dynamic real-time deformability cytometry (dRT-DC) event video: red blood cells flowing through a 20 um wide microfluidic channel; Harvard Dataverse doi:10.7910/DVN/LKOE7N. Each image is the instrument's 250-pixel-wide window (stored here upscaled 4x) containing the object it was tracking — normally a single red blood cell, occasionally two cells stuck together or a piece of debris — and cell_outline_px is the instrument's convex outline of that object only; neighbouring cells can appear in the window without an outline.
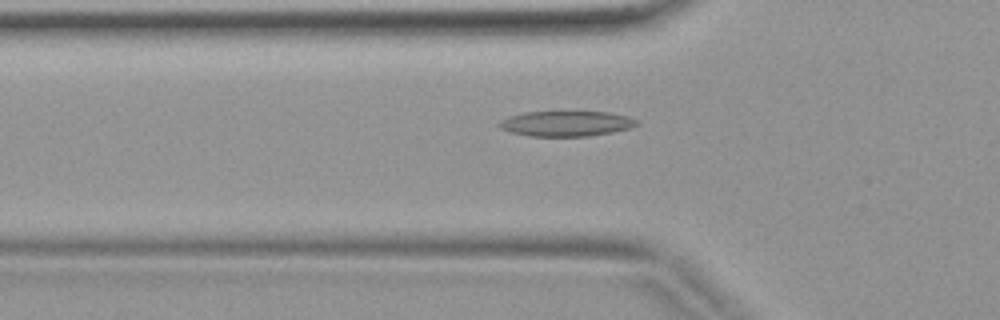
{"species": "common noctule bat (a hibernating species)", "species_latin": "Nyctalus noctula", "temperature_condition": "warm", "stored_images_in_passage": 41, "camera_frame_rate_fps": 3000, "um_per_image_px": 0.085, "animal": {"sex": "female", "body_mass_g": 19.9}, "frame": {"image": 1, "passage_image": 14, "time_ms": 4.333, "image_size_px": [1000, 320], "cell_outline_px": [[640, 124], [628, 128], [612, 132], [588, 136], [528, 136], [512, 132], [500, 128], [496, 124], [500, 120], [508, 116], [524, 112], [608, 112], [628, 116], [640, 120]], "centroid_in_image_um": [48.13, 10.5], "position_along_channel_um": 77.7, "area_um2": 20.35}}
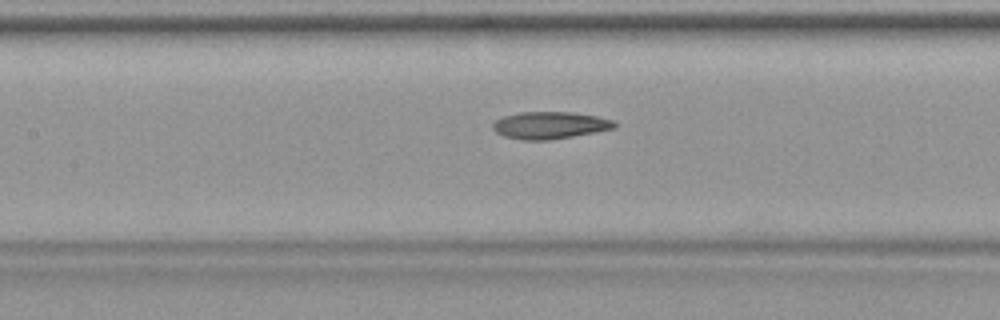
{"frame": {"image": 2, "passage_image": 19, "time_ms": 6.0, "image_size_px": [1000, 320], "cell_outline_px": [[616, 128], [596, 132], [548, 140], [520, 140], [504, 136], [496, 132], [492, 128], [492, 124], [496, 120], [504, 116], [520, 112], [572, 112], [596, 116], [616, 120]], "centroid_in_image_um": [46.75, 10.64], "position_along_channel_um": 160.6, "area_um2": 19.31}}
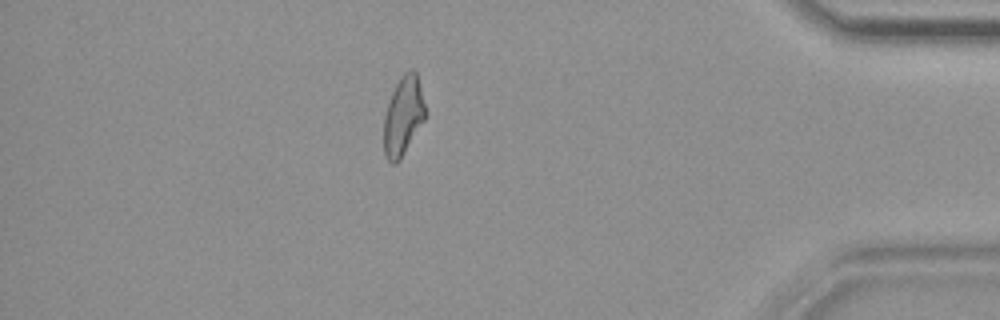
{"frame": {"image": 3, "passage_image": 36, "time_ms": 11.667, "image_size_px": [1000, 320], "cell_outline_px": [[424, 120], [400, 160], [396, 164], [392, 164], [388, 160], [384, 152], [384, 116], [392, 92], [396, 84], [404, 72], [412, 68], [416, 72], [424, 104]], "centroid_in_image_um": [34.25, 9.87], "position_along_channel_um": 400.9, "area_um2": 18.67}}